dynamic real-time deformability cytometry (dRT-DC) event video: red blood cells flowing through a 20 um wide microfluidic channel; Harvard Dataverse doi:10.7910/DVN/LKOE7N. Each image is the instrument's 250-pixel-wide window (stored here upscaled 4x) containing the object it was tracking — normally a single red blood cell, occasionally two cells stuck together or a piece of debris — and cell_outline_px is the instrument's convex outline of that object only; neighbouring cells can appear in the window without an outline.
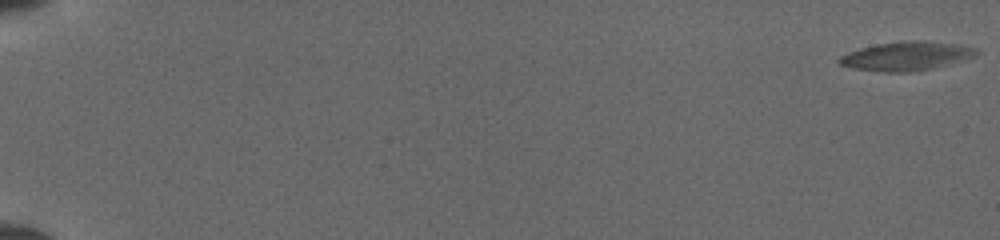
{"species": "common noctule bat (a hibernating species)", "species_latin": "Nyctalus noctula", "temperature_condition": "cold", "stored_images_in_passage": 41, "camera_frame_rate_fps": 3000, "um_per_image_px": 0.085, "animal": {"sex": "female", "body_mass_g": 19.5, "forearm_length_mm": 54.1}, "frame": {"image": 1, "passage_image": 1, "time_ms": 0.0, "image_size_px": [1000, 240], "cell_outline_px": [[980, 52], [976, 56], [928, 68], [904, 72], [888, 72], [856, 68], [840, 64], [836, 60], [840, 56], [848, 52], [880, 44], [916, 40], [952, 44], [976, 48]], "centroid_in_image_um": [77.02, 4.76], "position_along_channel_um": 8.0, "area_um2": 21.96}}
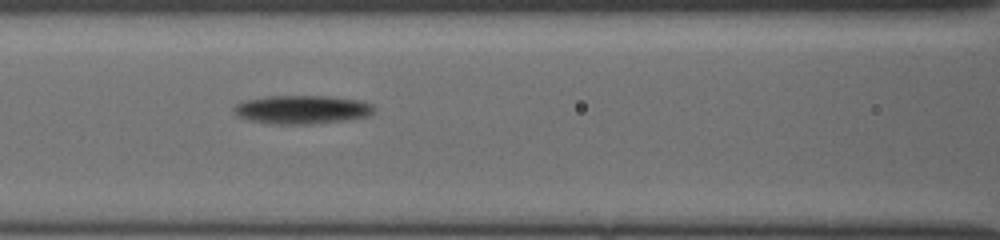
{"frame": {"image": 2, "passage_image": 26, "time_ms": 8.333, "image_size_px": [1000, 240], "cell_outline_px": [[372, 112], [364, 116], [340, 120], [308, 124], [276, 124], [252, 120], [240, 116], [236, 112], [236, 104], [248, 100], [268, 96], [328, 96], [356, 100], [372, 104]], "centroid_in_image_um": [25.66, 9.3], "position_along_channel_um": 140.9, "area_um2": 22.37}}
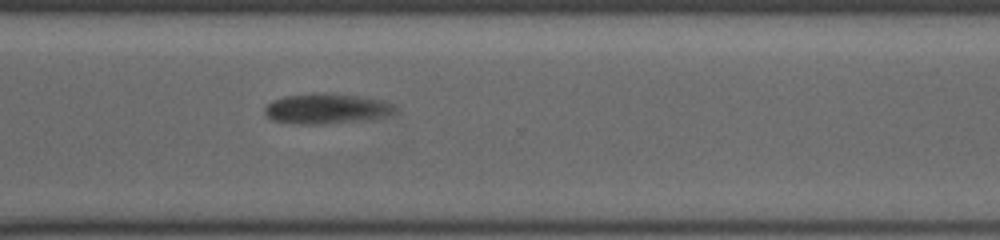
{"frame": {"image": 3, "passage_image": 41, "time_ms": 13.333, "image_size_px": [1000, 240], "cell_outline_px": [[396, 108], [392, 112], [384, 116], [364, 120], [324, 124], [296, 124], [276, 120], [268, 116], [264, 112], [264, 108], [272, 100], [284, 96], [312, 92], [324, 92], [360, 96], [384, 100], [392, 104]], "centroid_in_image_um": [27.73, 9.21], "position_along_channel_um": 342.9, "area_um2": 23.0}}